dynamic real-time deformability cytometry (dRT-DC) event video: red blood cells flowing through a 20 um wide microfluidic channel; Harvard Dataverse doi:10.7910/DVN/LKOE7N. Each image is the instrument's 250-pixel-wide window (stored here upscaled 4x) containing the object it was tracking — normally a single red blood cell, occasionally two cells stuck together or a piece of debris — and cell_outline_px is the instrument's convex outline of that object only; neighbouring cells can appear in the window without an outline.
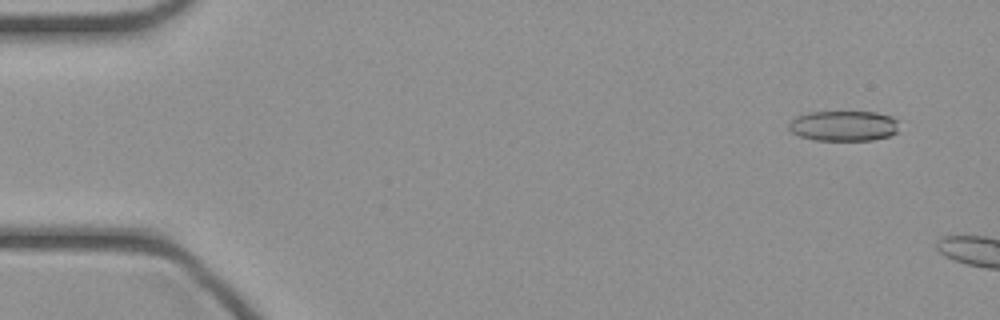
{"species": "common noctule bat (a hibernating species)", "species_latin": "Nyctalus noctula", "temperature_condition": "cold", "stored_images_in_passage": 7, "camera_frame_rate_fps": 3000, "um_per_image_px": 0.085, "animal": {"sex": "female", "body_mass_g": 21.9}, "frame": {"image": 1, "passage_image": 4, "time_ms": 1.0, "image_size_px": [1000, 320], "cell_outline_px": [[900, 132], [888, 136], [872, 140], [812, 140], [800, 136], [792, 132], [788, 128], [788, 124], [796, 116], [808, 112], [876, 112], [892, 116], [896, 120]], "centroid_in_image_um": [71.72, 10.7], "position_along_channel_um": 13.3, "area_um2": 19.65}}